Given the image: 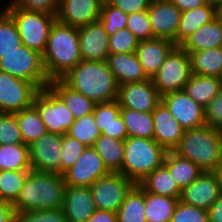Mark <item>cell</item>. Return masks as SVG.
<instances>
[{"label":"cell","instance_id":"53","mask_svg":"<svg viewBox=\"0 0 222 222\" xmlns=\"http://www.w3.org/2000/svg\"><path fill=\"white\" fill-rule=\"evenodd\" d=\"M209 222H222V195L207 210Z\"/></svg>","mask_w":222,"mask_h":222},{"label":"cell","instance_id":"6","mask_svg":"<svg viewBox=\"0 0 222 222\" xmlns=\"http://www.w3.org/2000/svg\"><path fill=\"white\" fill-rule=\"evenodd\" d=\"M14 20L22 45L44 53L49 32L56 21V15L26 11L18 7L3 8Z\"/></svg>","mask_w":222,"mask_h":222},{"label":"cell","instance_id":"30","mask_svg":"<svg viewBox=\"0 0 222 222\" xmlns=\"http://www.w3.org/2000/svg\"><path fill=\"white\" fill-rule=\"evenodd\" d=\"M187 53L190 56L193 74L220 78L222 74V47Z\"/></svg>","mask_w":222,"mask_h":222},{"label":"cell","instance_id":"42","mask_svg":"<svg viewBox=\"0 0 222 222\" xmlns=\"http://www.w3.org/2000/svg\"><path fill=\"white\" fill-rule=\"evenodd\" d=\"M83 143L65 134L61 145V175L70 169L86 149Z\"/></svg>","mask_w":222,"mask_h":222},{"label":"cell","instance_id":"33","mask_svg":"<svg viewBox=\"0 0 222 222\" xmlns=\"http://www.w3.org/2000/svg\"><path fill=\"white\" fill-rule=\"evenodd\" d=\"M23 143L30 145L47 133L45 124L34 105L15 113Z\"/></svg>","mask_w":222,"mask_h":222},{"label":"cell","instance_id":"45","mask_svg":"<svg viewBox=\"0 0 222 222\" xmlns=\"http://www.w3.org/2000/svg\"><path fill=\"white\" fill-rule=\"evenodd\" d=\"M15 222H68L63 209L15 212Z\"/></svg>","mask_w":222,"mask_h":222},{"label":"cell","instance_id":"8","mask_svg":"<svg viewBox=\"0 0 222 222\" xmlns=\"http://www.w3.org/2000/svg\"><path fill=\"white\" fill-rule=\"evenodd\" d=\"M191 74L189 54L180 46H176L151 80L162 96L169 92L184 90Z\"/></svg>","mask_w":222,"mask_h":222},{"label":"cell","instance_id":"35","mask_svg":"<svg viewBox=\"0 0 222 222\" xmlns=\"http://www.w3.org/2000/svg\"><path fill=\"white\" fill-rule=\"evenodd\" d=\"M110 172H119L123 163L124 141L100 135L92 146Z\"/></svg>","mask_w":222,"mask_h":222},{"label":"cell","instance_id":"17","mask_svg":"<svg viewBox=\"0 0 222 222\" xmlns=\"http://www.w3.org/2000/svg\"><path fill=\"white\" fill-rule=\"evenodd\" d=\"M221 195V186L216 173L204 171L188 187L181 190L179 201L208 210Z\"/></svg>","mask_w":222,"mask_h":222},{"label":"cell","instance_id":"4","mask_svg":"<svg viewBox=\"0 0 222 222\" xmlns=\"http://www.w3.org/2000/svg\"><path fill=\"white\" fill-rule=\"evenodd\" d=\"M173 152L203 171L214 172L222 160V131L207 125L185 130Z\"/></svg>","mask_w":222,"mask_h":222},{"label":"cell","instance_id":"47","mask_svg":"<svg viewBox=\"0 0 222 222\" xmlns=\"http://www.w3.org/2000/svg\"><path fill=\"white\" fill-rule=\"evenodd\" d=\"M170 222H209L208 211L178 201Z\"/></svg>","mask_w":222,"mask_h":222},{"label":"cell","instance_id":"37","mask_svg":"<svg viewBox=\"0 0 222 222\" xmlns=\"http://www.w3.org/2000/svg\"><path fill=\"white\" fill-rule=\"evenodd\" d=\"M30 170H0V198L2 201L13 203Z\"/></svg>","mask_w":222,"mask_h":222},{"label":"cell","instance_id":"11","mask_svg":"<svg viewBox=\"0 0 222 222\" xmlns=\"http://www.w3.org/2000/svg\"><path fill=\"white\" fill-rule=\"evenodd\" d=\"M39 90L32 82L0 71V113H16L32 106Z\"/></svg>","mask_w":222,"mask_h":222},{"label":"cell","instance_id":"52","mask_svg":"<svg viewBox=\"0 0 222 222\" xmlns=\"http://www.w3.org/2000/svg\"><path fill=\"white\" fill-rule=\"evenodd\" d=\"M86 222H117V213L96 209Z\"/></svg>","mask_w":222,"mask_h":222},{"label":"cell","instance_id":"19","mask_svg":"<svg viewBox=\"0 0 222 222\" xmlns=\"http://www.w3.org/2000/svg\"><path fill=\"white\" fill-rule=\"evenodd\" d=\"M78 30L82 60L106 61L109 56V35L103 24L98 20L81 26Z\"/></svg>","mask_w":222,"mask_h":222},{"label":"cell","instance_id":"43","mask_svg":"<svg viewBox=\"0 0 222 222\" xmlns=\"http://www.w3.org/2000/svg\"><path fill=\"white\" fill-rule=\"evenodd\" d=\"M24 144L15 113H0V145Z\"/></svg>","mask_w":222,"mask_h":222},{"label":"cell","instance_id":"5","mask_svg":"<svg viewBox=\"0 0 222 222\" xmlns=\"http://www.w3.org/2000/svg\"><path fill=\"white\" fill-rule=\"evenodd\" d=\"M166 152L154 139L127 137L119 172L138 184L164 163Z\"/></svg>","mask_w":222,"mask_h":222},{"label":"cell","instance_id":"44","mask_svg":"<svg viewBox=\"0 0 222 222\" xmlns=\"http://www.w3.org/2000/svg\"><path fill=\"white\" fill-rule=\"evenodd\" d=\"M139 40L127 28L117 30L109 36V53H133L136 52Z\"/></svg>","mask_w":222,"mask_h":222},{"label":"cell","instance_id":"34","mask_svg":"<svg viewBox=\"0 0 222 222\" xmlns=\"http://www.w3.org/2000/svg\"><path fill=\"white\" fill-rule=\"evenodd\" d=\"M128 137L153 139L154 123L152 112L135 111L120 108Z\"/></svg>","mask_w":222,"mask_h":222},{"label":"cell","instance_id":"16","mask_svg":"<svg viewBox=\"0 0 222 222\" xmlns=\"http://www.w3.org/2000/svg\"><path fill=\"white\" fill-rule=\"evenodd\" d=\"M176 121L185 129L205 126V109L192 100L184 90L169 92L161 96Z\"/></svg>","mask_w":222,"mask_h":222},{"label":"cell","instance_id":"23","mask_svg":"<svg viewBox=\"0 0 222 222\" xmlns=\"http://www.w3.org/2000/svg\"><path fill=\"white\" fill-rule=\"evenodd\" d=\"M106 62L118 85L148 80L135 52L109 53Z\"/></svg>","mask_w":222,"mask_h":222},{"label":"cell","instance_id":"28","mask_svg":"<svg viewBox=\"0 0 222 222\" xmlns=\"http://www.w3.org/2000/svg\"><path fill=\"white\" fill-rule=\"evenodd\" d=\"M221 89L220 78L192 73L184 91L192 100L205 108Z\"/></svg>","mask_w":222,"mask_h":222},{"label":"cell","instance_id":"10","mask_svg":"<svg viewBox=\"0 0 222 222\" xmlns=\"http://www.w3.org/2000/svg\"><path fill=\"white\" fill-rule=\"evenodd\" d=\"M134 185L132 180L120 172H110L100 177L90 186L96 208L117 212Z\"/></svg>","mask_w":222,"mask_h":222},{"label":"cell","instance_id":"3","mask_svg":"<svg viewBox=\"0 0 222 222\" xmlns=\"http://www.w3.org/2000/svg\"><path fill=\"white\" fill-rule=\"evenodd\" d=\"M61 79L95 103L117 98L118 83L106 61L82 60Z\"/></svg>","mask_w":222,"mask_h":222},{"label":"cell","instance_id":"29","mask_svg":"<svg viewBox=\"0 0 222 222\" xmlns=\"http://www.w3.org/2000/svg\"><path fill=\"white\" fill-rule=\"evenodd\" d=\"M182 190L195 181L204 171L187 158H183L173 151H167L164 163Z\"/></svg>","mask_w":222,"mask_h":222},{"label":"cell","instance_id":"58","mask_svg":"<svg viewBox=\"0 0 222 222\" xmlns=\"http://www.w3.org/2000/svg\"><path fill=\"white\" fill-rule=\"evenodd\" d=\"M205 1L207 4H211L216 7L222 0H205Z\"/></svg>","mask_w":222,"mask_h":222},{"label":"cell","instance_id":"2","mask_svg":"<svg viewBox=\"0 0 222 222\" xmlns=\"http://www.w3.org/2000/svg\"><path fill=\"white\" fill-rule=\"evenodd\" d=\"M42 60L49 81L61 79L82 61L78 27L52 25Z\"/></svg>","mask_w":222,"mask_h":222},{"label":"cell","instance_id":"54","mask_svg":"<svg viewBox=\"0 0 222 222\" xmlns=\"http://www.w3.org/2000/svg\"><path fill=\"white\" fill-rule=\"evenodd\" d=\"M0 222H15V212L11 203L0 202Z\"/></svg>","mask_w":222,"mask_h":222},{"label":"cell","instance_id":"9","mask_svg":"<svg viewBox=\"0 0 222 222\" xmlns=\"http://www.w3.org/2000/svg\"><path fill=\"white\" fill-rule=\"evenodd\" d=\"M33 105L38 110L47 132L65 135L75 121L63 100L49 86L39 90Z\"/></svg>","mask_w":222,"mask_h":222},{"label":"cell","instance_id":"22","mask_svg":"<svg viewBox=\"0 0 222 222\" xmlns=\"http://www.w3.org/2000/svg\"><path fill=\"white\" fill-rule=\"evenodd\" d=\"M176 46L172 41L160 38L139 41L135 53L148 79L153 78Z\"/></svg>","mask_w":222,"mask_h":222},{"label":"cell","instance_id":"40","mask_svg":"<svg viewBox=\"0 0 222 222\" xmlns=\"http://www.w3.org/2000/svg\"><path fill=\"white\" fill-rule=\"evenodd\" d=\"M128 15L109 1H103L99 21L103 24L106 33L110 36L117 30L126 28Z\"/></svg>","mask_w":222,"mask_h":222},{"label":"cell","instance_id":"39","mask_svg":"<svg viewBox=\"0 0 222 222\" xmlns=\"http://www.w3.org/2000/svg\"><path fill=\"white\" fill-rule=\"evenodd\" d=\"M67 135L77 139L85 146L91 147L100 137L101 132L95 123L93 113H91L76 119L68 130Z\"/></svg>","mask_w":222,"mask_h":222},{"label":"cell","instance_id":"41","mask_svg":"<svg viewBox=\"0 0 222 222\" xmlns=\"http://www.w3.org/2000/svg\"><path fill=\"white\" fill-rule=\"evenodd\" d=\"M95 123L102 135L109 136L113 120L120 115V106L117 100L96 103L93 110Z\"/></svg>","mask_w":222,"mask_h":222},{"label":"cell","instance_id":"32","mask_svg":"<svg viewBox=\"0 0 222 222\" xmlns=\"http://www.w3.org/2000/svg\"><path fill=\"white\" fill-rule=\"evenodd\" d=\"M179 199L159 196L144 190L147 222H170Z\"/></svg>","mask_w":222,"mask_h":222},{"label":"cell","instance_id":"25","mask_svg":"<svg viewBox=\"0 0 222 222\" xmlns=\"http://www.w3.org/2000/svg\"><path fill=\"white\" fill-rule=\"evenodd\" d=\"M48 86L63 100L75 120L93 113L96 103L69 87L62 79L51 80Z\"/></svg>","mask_w":222,"mask_h":222},{"label":"cell","instance_id":"55","mask_svg":"<svg viewBox=\"0 0 222 222\" xmlns=\"http://www.w3.org/2000/svg\"><path fill=\"white\" fill-rule=\"evenodd\" d=\"M171 2L183 12L206 4L205 0H171Z\"/></svg>","mask_w":222,"mask_h":222},{"label":"cell","instance_id":"1","mask_svg":"<svg viewBox=\"0 0 222 222\" xmlns=\"http://www.w3.org/2000/svg\"><path fill=\"white\" fill-rule=\"evenodd\" d=\"M65 187L61 174L30 170L22 190L11 205L14 212L60 209Z\"/></svg>","mask_w":222,"mask_h":222},{"label":"cell","instance_id":"31","mask_svg":"<svg viewBox=\"0 0 222 222\" xmlns=\"http://www.w3.org/2000/svg\"><path fill=\"white\" fill-rule=\"evenodd\" d=\"M117 213V222H147L145 216L144 189L135 184L125 196Z\"/></svg>","mask_w":222,"mask_h":222},{"label":"cell","instance_id":"21","mask_svg":"<svg viewBox=\"0 0 222 222\" xmlns=\"http://www.w3.org/2000/svg\"><path fill=\"white\" fill-rule=\"evenodd\" d=\"M62 209L68 222H86L97 209L90 187L66 185Z\"/></svg>","mask_w":222,"mask_h":222},{"label":"cell","instance_id":"27","mask_svg":"<svg viewBox=\"0 0 222 222\" xmlns=\"http://www.w3.org/2000/svg\"><path fill=\"white\" fill-rule=\"evenodd\" d=\"M145 191L170 198H180L181 189L169 169L162 164L138 183Z\"/></svg>","mask_w":222,"mask_h":222},{"label":"cell","instance_id":"7","mask_svg":"<svg viewBox=\"0 0 222 222\" xmlns=\"http://www.w3.org/2000/svg\"><path fill=\"white\" fill-rule=\"evenodd\" d=\"M0 71L32 82L39 89L50 83L44 69L42 55L21 45L17 50L3 54L0 58Z\"/></svg>","mask_w":222,"mask_h":222},{"label":"cell","instance_id":"26","mask_svg":"<svg viewBox=\"0 0 222 222\" xmlns=\"http://www.w3.org/2000/svg\"><path fill=\"white\" fill-rule=\"evenodd\" d=\"M215 18H217L216 7L207 3L195 9L183 11L177 31V46L202 25L212 22Z\"/></svg>","mask_w":222,"mask_h":222},{"label":"cell","instance_id":"56","mask_svg":"<svg viewBox=\"0 0 222 222\" xmlns=\"http://www.w3.org/2000/svg\"><path fill=\"white\" fill-rule=\"evenodd\" d=\"M214 172L216 173L218 180L220 182L221 193H222V160L219 162V164Z\"/></svg>","mask_w":222,"mask_h":222},{"label":"cell","instance_id":"49","mask_svg":"<svg viewBox=\"0 0 222 222\" xmlns=\"http://www.w3.org/2000/svg\"><path fill=\"white\" fill-rule=\"evenodd\" d=\"M204 109L206 125L222 131V89Z\"/></svg>","mask_w":222,"mask_h":222},{"label":"cell","instance_id":"18","mask_svg":"<svg viewBox=\"0 0 222 222\" xmlns=\"http://www.w3.org/2000/svg\"><path fill=\"white\" fill-rule=\"evenodd\" d=\"M102 0H59L56 20L81 27L99 20Z\"/></svg>","mask_w":222,"mask_h":222},{"label":"cell","instance_id":"57","mask_svg":"<svg viewBox=\"0 0 222 222\" xmlns=\"http://www.w3.org/2000/svg\"><path fill=\"white\" fill-rule=\"evenodd\" d=\"M217 18L222 19V1L216 6Z\"/></svg>","mask_w":222,"mask_h":222},{"label":"cell","instance_id":"13","mask_svg":"<svg viewBox=\"0 0 222 222\" xmlns=\"http://www.w3.org/2000/svg\"><path fill=\"white\" fill-rule=\"evenodd\" d=\"M109 173L102 158L91 146L86 147L78 160L63 176L67 186L90 187L100 177Z\"/></svg>","mask_w":222,"mask_h":222},{"label":"cell","instance_id":"46","mask_svg":"<svg viewBox=\"0 0 222 222\" xmlns=\"http://www.w3.org/2000/svg\"><path fill=\"white\" fill-rule=\"evenodd\" d=\"M126 28L130 30L139 41L154 38L147 11L128 15Z\"/></svg>","mask_w":222,"mask_h":222},{"label":"cell","instance_id":"36","mask_svg":"<svg viewBox=\"0 0 222 222\" xmlns=\"http://www.w3.org/2000/svg\"><path fill=\"white\" fill-rule=\"evenodd\" d=\"M0 170H31L28 145H0Z\"/></svg>","mask_w":222,"mask_h":222},{"label":"cell","instance_id":"24","mask_svg":"<svg viewBox=\"0 0 222 222\" xmlns=\"http://www.w3.org/2000/svg\"><path fill=\"white\" fill-rule=\"evenodd\" d=\"M179 46L186 52L222 47V19L215 18L212 22L202 25Z\"/></svg>","mask_w":222,"mask_h":222},{"label":"cell","instance_id":"15","mask_svg":"<svg viewBox=\"0 0 222 222\" xmlns=\"http://www.w3.org/2000/svg\"><path fill=\"white\" fill-rule=\"evenodd\" d=\"M154 38L167 39L177 45V31L182 12L171 0H152L147 9Z\"/></svg>","mask_w":222,"mask_h":222},{"label":"cell","instance_id":"51","mask_svg":"<svg viewBox=\"0 0 222 222\" xmlns=\"http://www.w3.org/2000/svg\"><path fill=\"white\" fill-rule=\"evenodd\" d=\"M109 137L121 141H125V139L128 137L127 129L121 114L113 120V123L110 126Z\"/></svg>","mask_w":222,"mask_h":222},{"label":"cell","instance_id":"48","mask_svg":"<svg viewBox=\"0 0 222 222\" xmlns=\"http://www.w3.org/2000/svg\"><path fill=\"white\" fill-rule=\"evenodd\" d=\"M59 0H8L5 7H18L26 11L57 15Z\"/></svg>","mask_w":222,"mask_h":222},{"label":"cell","instance_id":"38","mask_svg":"<svg viewBox=\"0 0 222 222\" xmlns=\"http://www.w3.org/2000/svg\"><path fill=\"white\" fill-rule=\"evenodd\" d=\"M22 45L13 18L4 10L0 11V58L3 54L13 52Z\"/></svg>","mask_w":222,"mask_h":222},{"label":"cell","instance_id":"12","mask_svg":"<svg viewBox=\"0 0 222 222\" xmlns=\"http://www.w3.org/2000/svg\"><path fill=\"white\" fill-rule=\"evenodd\" d=\"M62 136L47 132L29 147L31 170L61 174Z\"/></svg>","mask_w":222,"mask_h":222},{"label":"cell","instance_id":"50","mask_svg":"<svg viewBox=\"0 0 222 222\" xmlns=\"http://www.w3.org/2000/svg\"><path fill=\"white\" fill-rule=\"evenodd\" d=\"M127 15L147 11L152 0H108Z\"/></svg>","mask_w":222,"mask_h":222},{"label":"cell","instance_id":"14","mask_svg":"<svg viewBox=\"0 0 222 222\" xmlns=\"http://www.w3.org/2000/svg\"><path fill=\"white\" fill-rule=\"evenodd\" d=\"M120 108L152 112L161 102V95L151 79L118 85L117 98Z\"/></svg>","mask_w":222,"mask_h":222},{"label":"cell","instance_id":"20","mask_svg":"<svg viewBox=\"0 0 222 222\" xmlns=\"http://www.w3.org/2000/svg\"><path fill=\"white\" fill-rule=\"evenodd\" d=\"M152 117L153 139L166 151H173L181 140L185 129L176 121L162 101L152 111Z\"/></svg>","mask_w":222,"mask_h":222}]
</instances>
